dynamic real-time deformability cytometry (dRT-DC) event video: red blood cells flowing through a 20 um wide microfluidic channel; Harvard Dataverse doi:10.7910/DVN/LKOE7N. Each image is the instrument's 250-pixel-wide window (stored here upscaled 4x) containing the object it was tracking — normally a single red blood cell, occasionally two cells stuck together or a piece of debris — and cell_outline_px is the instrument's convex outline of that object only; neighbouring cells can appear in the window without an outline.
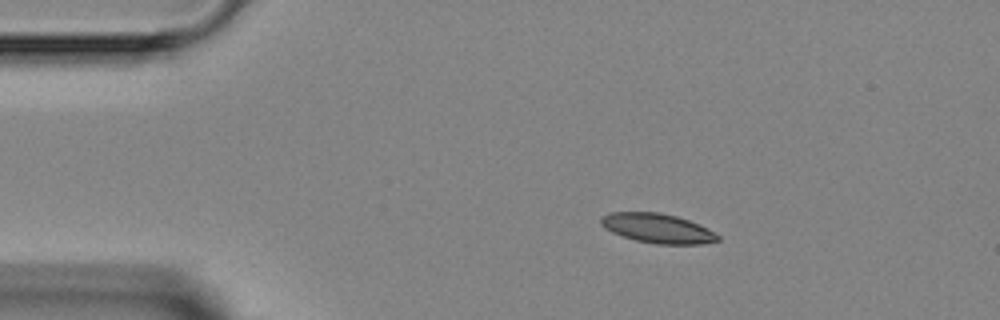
{"species": "Egyptian fruit bat (a non-hibernating species)", "species_latin": "Rousettus aegyptiacus", "temperature_condition": "room temperature", "stored_images_in_passage": 4, "camera_frame_rate_fps": 3000, "um_per_image_px": 0.085, "animal": {"sex": "female"}, "frame": {"image": 1, "passage_image": 4, "time_ms": 4.333, "image_size_px": [1000, 320], "cell_outline_px": [[720, 240], [704, 244], [656, 244], [636, 240], [612, 232], [604, 228], [600, 224], [600, 216], [608, 212], [660, 212], [676, 216], [688, 220], [708, 228], [720, 236]], "centroid_in_image_um": [55.88, 19.4], "position_along_channel_um": 29.1, "area_um2": 20.17}}